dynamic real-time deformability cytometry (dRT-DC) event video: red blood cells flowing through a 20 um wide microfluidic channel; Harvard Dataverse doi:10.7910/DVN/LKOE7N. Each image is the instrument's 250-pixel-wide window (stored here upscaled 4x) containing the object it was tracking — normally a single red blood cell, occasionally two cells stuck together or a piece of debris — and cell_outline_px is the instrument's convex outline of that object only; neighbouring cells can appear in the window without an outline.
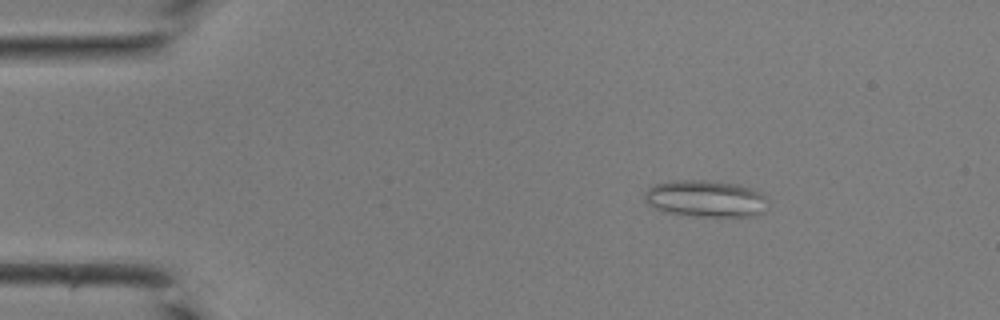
{"species": "common noctule bat (a hibernating species)", "species_latin": "Nyctalus noctula", "temperature_condition": "room temperature", "stored_images_in_passage": 41, "camera_frame_rate_fps": 3000, "um_per_image_px": 0.085, "animal": {"sex": "male", "body_mass_g": 19.0, "forearm_length_mm": 50.8}, "frame": {"image": 1, "passage_image": 6, "time_ms": 1.667, "image_size_px": [1000, 320], "cell_outline_px": [[768, 208], [752, 216], [692, 216], [668, 212], [656, 208], [648, 204], [644, 200], [644, 192], [648, 188], [656, 184], [672, 180], [704, 180], [740, 184], [760, 192], [768, 200]], "centroid_in_image_um": [59.98, 16.87], "position_along_channel_um": 25.0, "area_um2": 26.47}}
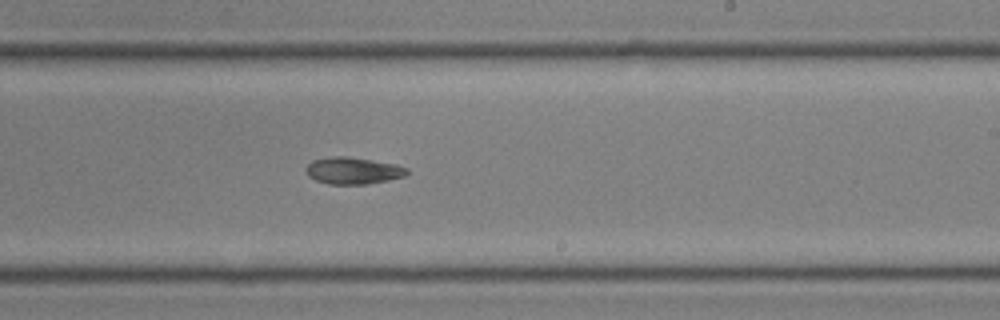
{"frame": {"image": 2, "passage_image": 25, "time_ms": 8.0, "image_size_px": [1000, 320], "cell_outline_px": [[408, 172], [404, 176], [388, 180], [368, 184], [328, 184], [316, 180], [308, 176], [304, 168], [312, 160], [336, 156], [348, 156], [396, 164], [408, 168]], "centroid_in_image_um": [29.99, 14.5], "position_along_channel_um": 259.0, "area_um2": 15.84}}
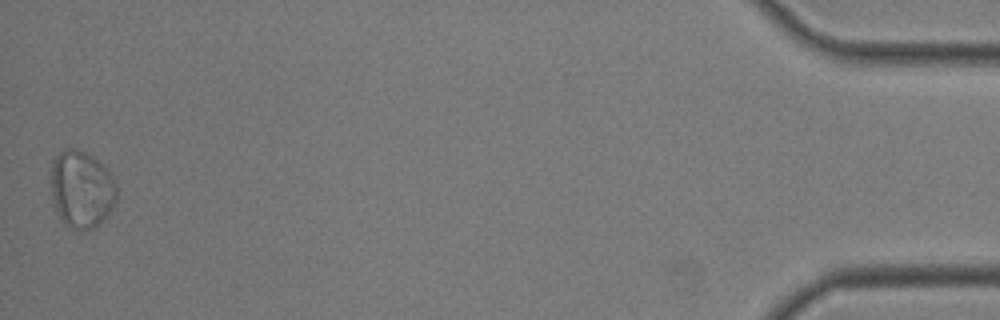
{"frame": {"image": 3, "passage_image": 41, "time_ms": 13.333, "image_size_px": [1000, 320], "cell_outline_px": [[116, 204], [104, 220], [96, 228], [76, 228], [64, 224], [52, 200], [52, 160], [60, 152], [68, 148], [76, 148], [92, 156], [112, 176], [116, 184]], "centroid_in_image_um": [6.95, 16.09], "position_along_channel_um": 428.3, "area_um2": 29.25}}